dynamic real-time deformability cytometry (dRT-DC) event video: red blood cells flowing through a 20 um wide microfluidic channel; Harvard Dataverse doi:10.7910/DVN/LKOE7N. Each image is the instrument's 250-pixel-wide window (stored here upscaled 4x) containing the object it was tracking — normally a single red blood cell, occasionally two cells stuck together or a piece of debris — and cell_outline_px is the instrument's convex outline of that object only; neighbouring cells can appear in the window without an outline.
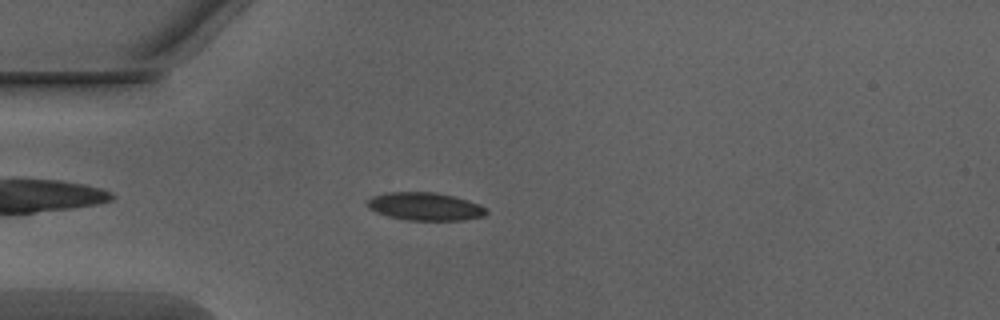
{"species": "Egyptian fruit bat (a non-hibernating species)", "species_latin": "Rousettus aegyptiacus", "temperature_condition": "warm", "stored_images_in_passage": 43, "camera_frame_rate_fps": 3000, "um_per_image_px": 0.085, "animal": {"sex": "male"}, "frame": {"image": 1, "passage_image": 6, "time_ms": 1.667, "image_size_px": [1000, 320], "cell_outline_px": [[488, 212], [484, 216], [464, 220], [404, 220], [388, 216], [376, 212], [368, 208], [364, 204], [372, 196], [384, 192], [436, 192], [456, 196], [480, 204]], "centroid_in_image_um": [36.1, 17.54], "position_along_channel_um": 48.9, "area_um2": 19.65}}
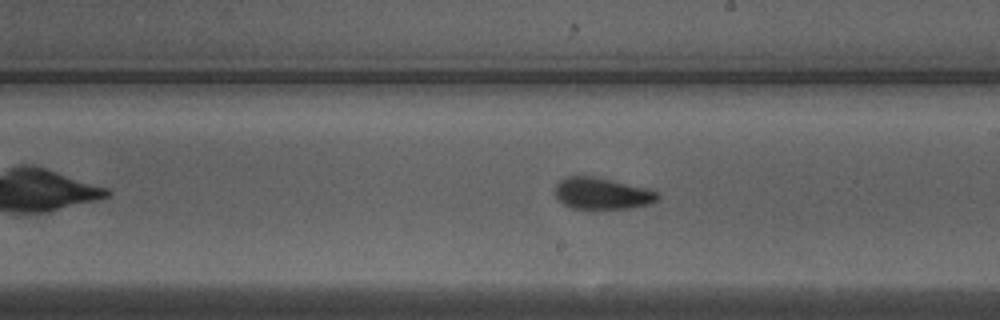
{"frame": {"image": 2, "passage_image": 21, "time_ms": 6.667, "image_size_px": [1000, 320], "cell_outline_px": [[660, 196], [652, 204], [632, 208], [572, 208], [564, 204], [556, 196], [556, 184], [564, 176], [592, 176], [648, 188], [660, 192]], "centroid_in_image_um": [51.22, 16.44], "position_along_channel_um": 237.8, "area_um2": 18.84}}
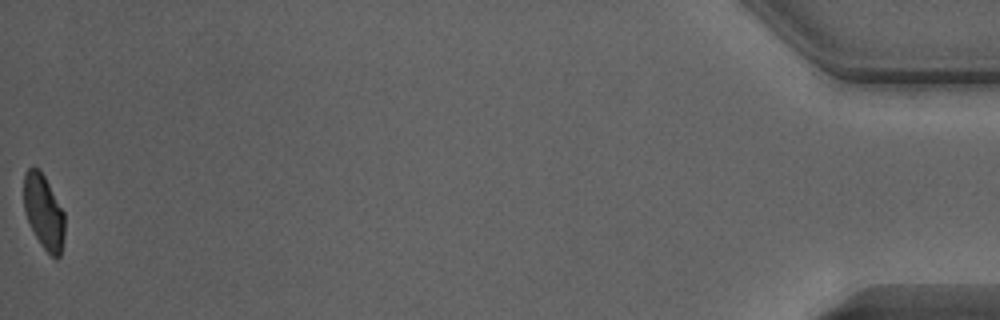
{"frame": {"image": 3, "passage_image": 43, "time_ms": 14.0, "image_size_px": [1000, 320], "cell_outline_px": [[64, 236], [60, 256], [56, 260], [40, 244], [28, 220], [24, 208], [24, 172], [28, 168], [36, 168], [44, 176], [64, 212]], "centroid_in_image_um": [3.72, 18.03], "position_along_channel_um": 431.5, "area_um2": 17.4}, "authors_computed_cell_mechanics": {"area_um2": 19.2474, "velocity_mm_per_s": 4.046, "shape_relaxation_time_tau1_ms": 4.1611, "shape_relaxation_time_tau2_ms": 1.1904, "deformation_change_tau1": 0.1246, "deformation_change_tau2": 0.066}}